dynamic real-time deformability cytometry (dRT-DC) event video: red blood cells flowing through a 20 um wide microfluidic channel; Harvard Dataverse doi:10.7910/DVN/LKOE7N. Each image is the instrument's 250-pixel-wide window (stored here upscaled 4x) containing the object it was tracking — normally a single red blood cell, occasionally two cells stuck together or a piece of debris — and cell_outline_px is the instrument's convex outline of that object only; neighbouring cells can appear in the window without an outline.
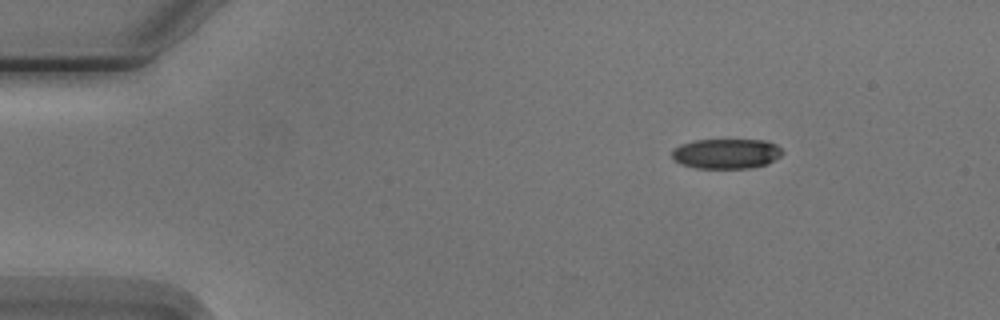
{"species": "Egyptian fruit bat (a non-hibernating species)", "species_latin": "Rousettus aegyptiacus", "temperature_condition": "cold", "stored_images_in_passage": 6, "camera_frame_rate_fps": 3000, "um_per_image_px": 0.085, "animal": {"sex": "male"}, "frame": {"image": 1, "passage_image": 1, "time_ms": 0.0, "image_size_px": [1000, 320], "cell_outline_px": [[784, 152], [780, 156], [768, 164], [748, 168], [696, 168], [680, 164], [672, 156], [672, 148], [680, 144], [696, 140], [768, 140], [776, 144]], "centroid_in_image_um": [61.74, 13.06], "position_along_channel_um": 23.3, "area_um2": 19.42}}
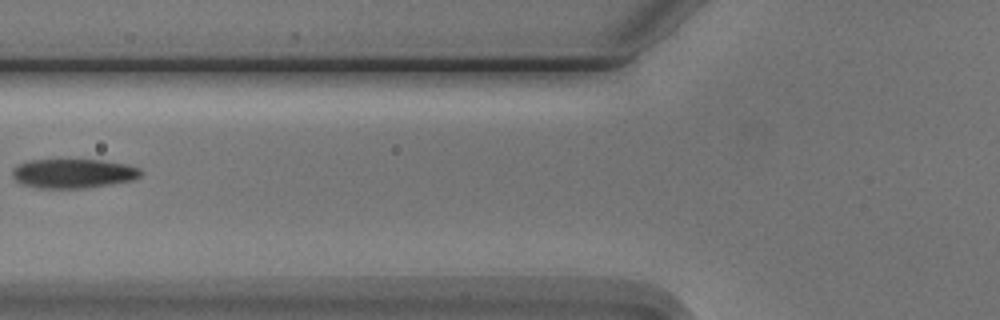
{"frame": {"image": 2, "passage_image": 5, "time_ms": 4.667, "image_size_px": [1000, 320], "cell_outline_px": [[144, 172], [136, 180], [88, 188], [40, 188], [20, 184], [12, 176], [12, 168], [16, 164], [28, 160], [104, 160], [128, 164], [140, 168]], "centroid_in_image_um": [6.25, 14.74], "position_along_channel_um": 119.5, "area_um2": 22.37}}
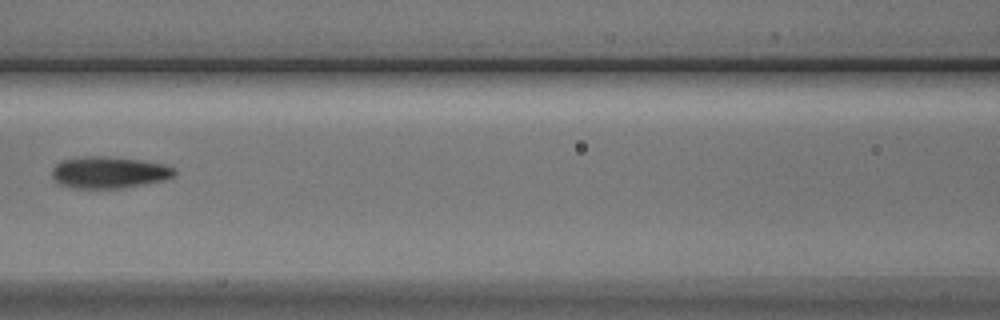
{"frame": {"image": 3, "passage_image": 6, "time_ms": 5.667, "image_size_px": [1000, 320], "cell_outline_px": [[176, 172], [172, 176], [164, 180], [120, 188], [76, 188], [60, 184], [52, 176], [52, 168], [60, 160], [84, 156], [104, 156], [136, 160], [164, 164], [176, 168]], "centroid_in_image_um": [9.24, 14.65], "position_along_channel_um": 157.4, "area_um2": 22.37}}